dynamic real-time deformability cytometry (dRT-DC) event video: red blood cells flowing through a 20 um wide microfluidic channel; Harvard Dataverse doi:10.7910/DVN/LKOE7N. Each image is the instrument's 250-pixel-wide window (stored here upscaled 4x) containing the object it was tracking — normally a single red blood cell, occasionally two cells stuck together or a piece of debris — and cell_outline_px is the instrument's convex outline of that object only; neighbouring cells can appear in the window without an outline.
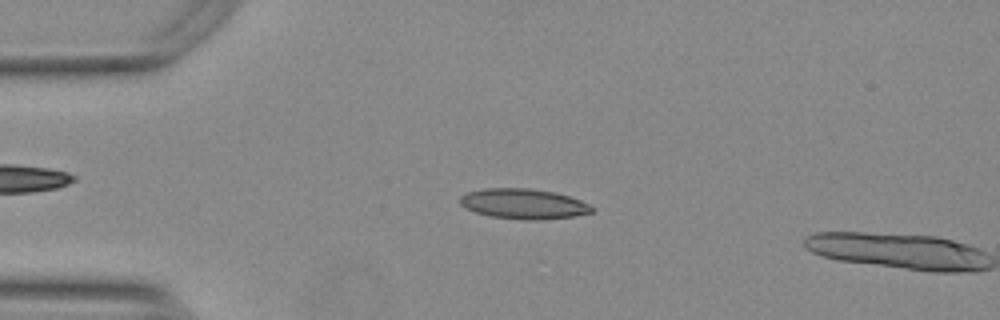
{"species": "Egyptian fruit bat (a non-hibernating species)", "species_latin": "Rousettus aegyptiacus", "temperature_condition": "warm", "stored_images_in_passage": 3, "camera_frame_rate_fps": 3000, "um_per_image_px": 0.085, "animal": {"sex": "female"}, "frame": {"image": 1, "passage_image": 2, "time_ms": 0.333, "image_size_px": [1000, 320], "cell_outline_px": [[592, 212], [572, 216], [492, 216], [476, 212], [464, 208], [460, 204], [460, 196], [468, 192], [484, 188], [528, 188], [556, 192], [580, 200], [588, 204], [592, 208]], "centroid_in_image_um": [44.42, 17.24], "position_along_channel_um": 40.6, "area_um2": 21.68}}